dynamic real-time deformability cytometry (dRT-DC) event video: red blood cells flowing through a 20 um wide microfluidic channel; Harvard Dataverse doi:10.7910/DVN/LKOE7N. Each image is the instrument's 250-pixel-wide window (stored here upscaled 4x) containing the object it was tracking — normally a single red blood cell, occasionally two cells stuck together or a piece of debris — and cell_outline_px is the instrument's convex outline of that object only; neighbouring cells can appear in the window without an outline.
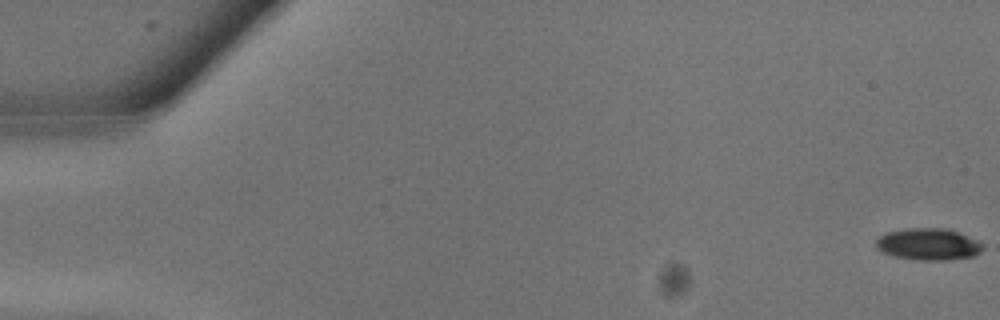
{"species": "common noctule bat (a hibernating species)", "species_latin": "Nyctalus noctula", "temperature_condition": "warm", "stored_images_in_passage": 9, "camera_frame_rate_fps": 3000, "um_per_image_px": 0.085, "animal": {"sex": "male", "body_mass_g": 13.3}, "frame": {"image": 1, "passage_image": 1, "time_ms": 0.0, "image_size_px": [1000, 320], "cell_outline_px": [[984, 248], [980, 252], [972, 256], [948, 260], [916, 260], [892, 256], [880, 252], [876, 248], [876, 240], [884, 232], [904, 228], [948, 228], [976, 240], [984, 244]], "centroid_in_image_um": [78.86, 20.76], "position_along_channel_um": 6.1, "area_um2": 20.06}}
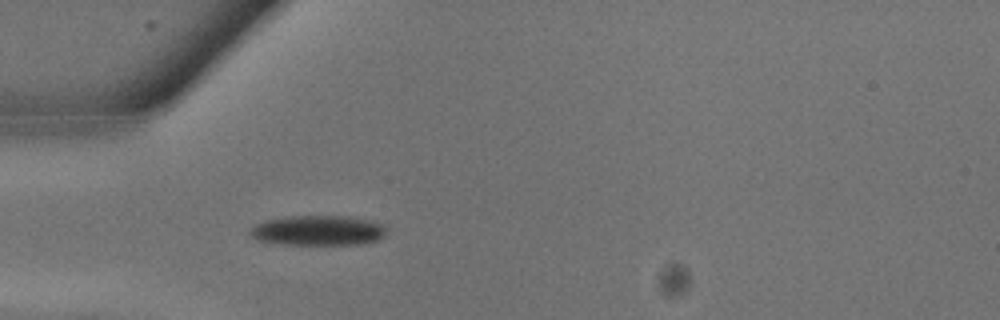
{"frame": {"image": 2, "passage_image": 9, "time_ms": 2.667, "image_size_px": [1000, 320], "cell_outline_px": [[388, 224], [384, 236], [376, 240], [360, 244], [280, 244], [256, 240], [248, 236], [248, 232], [256, 224], [268, 220], [288, 216], [348, 216], [372, 220]], "centroid_in_image_um": [27.06, 19.58], "position_along_channel_um": 57.9, "area_um2": 24.1}}